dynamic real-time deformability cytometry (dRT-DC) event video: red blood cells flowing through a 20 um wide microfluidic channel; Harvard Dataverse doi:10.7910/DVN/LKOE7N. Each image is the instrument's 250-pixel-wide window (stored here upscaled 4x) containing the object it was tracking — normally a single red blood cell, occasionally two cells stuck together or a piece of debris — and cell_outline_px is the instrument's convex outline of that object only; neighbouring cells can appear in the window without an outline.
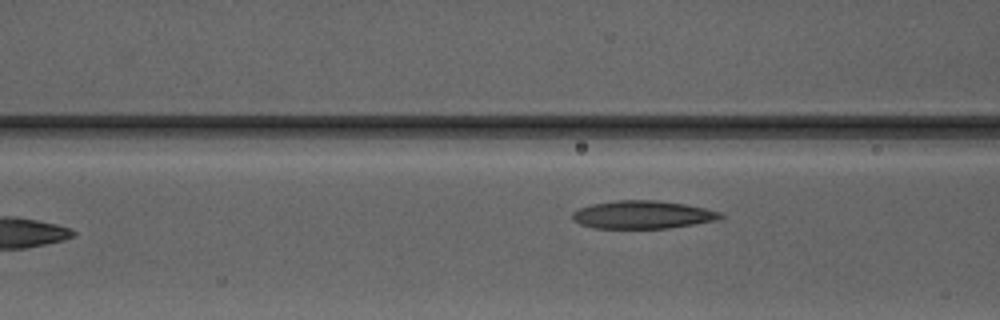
{"species": "Egyptian fruit bat (a non-hibernating species)", "species_latin": "Rousettus aegyptiacus", "temperature_condition": "warm", "stored_images_in_passage": 5, "segment_of_instrument_passage": [1, 2], "camera_frame_rate_fps": 3000, "um_per_image_px": 0.085, "animal": {"sex": "male"}, "frame": {"image": 1, "passage_image": 3, "time_ms": 2.333, "image_size_px": [1000, 320], "cell_outline_px": [[724, 216], [720, 220], [668, 228], [592, 228], [580, 224], [572, 220], [572, 212], [580, 208], [592, 204], [616, 200], [656, 200], [684, 204], [704, 208], [720, 212]], "centroid_in_image_um": [54.61, 18.25], "position_along_channel_um": 112.0, "area_um2": 24.16}}
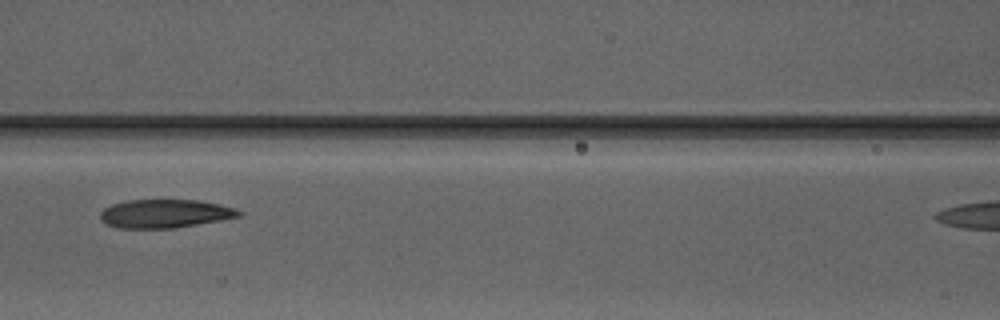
{"frame": {"image": 2, "passage_image": 4, "time_ms": 3.333, "image_size_px": [1000, 320], "cell_outline_px": [[244, 212], [240, 216], [220, 220], [172, 228], [120, 228], [108, 224], [100, 220], [100, 212], [104, 208], [112, 204], [128, 200], [200, 200], [220, 204], [236, 208]], "centroid_in_image_um": [14.03, 18.15], "position_along_channel_um": 152.6, "area_um2": 22.95}}